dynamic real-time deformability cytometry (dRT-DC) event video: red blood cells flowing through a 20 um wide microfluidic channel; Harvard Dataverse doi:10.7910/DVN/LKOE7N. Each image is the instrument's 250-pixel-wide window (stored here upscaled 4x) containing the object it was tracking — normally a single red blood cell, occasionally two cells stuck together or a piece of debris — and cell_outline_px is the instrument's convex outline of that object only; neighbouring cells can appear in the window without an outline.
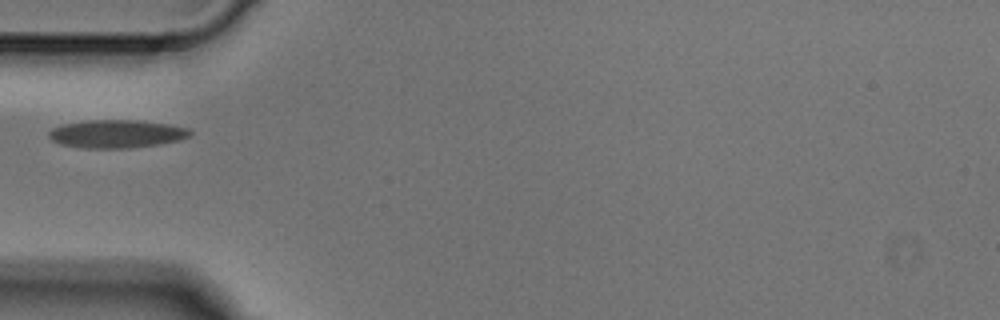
{"species": "Egyptian fruit bat (a non-hibernating species)", "species_latin": "Rousettus aegyptiacus", "temperature_condition": "cold", "stored_images_in_passage": 1, "camera_frame_rate_fps": 3000, "um_per_image_px": 0.085, "animal": {"sex": "male"}, "frame": {"image": 1, "passage_image": 1, "time_ms": 0.0, "image_size_px": [1000, 320], "cell_outline_px": [[192, 136], [180, 140], [160, 144], [132, 148], [84, 148], [60, 144], [52, 140], [48, 136], [48, 132], [52, 128], [60, 124], [88, 120], [136, 120], [168, 124], [188, 128], [192, 132]], "centroid_in_image_um": [9.91, 11.38], "position_along_channel_um": 75.1, "area_um2": 23.35}}